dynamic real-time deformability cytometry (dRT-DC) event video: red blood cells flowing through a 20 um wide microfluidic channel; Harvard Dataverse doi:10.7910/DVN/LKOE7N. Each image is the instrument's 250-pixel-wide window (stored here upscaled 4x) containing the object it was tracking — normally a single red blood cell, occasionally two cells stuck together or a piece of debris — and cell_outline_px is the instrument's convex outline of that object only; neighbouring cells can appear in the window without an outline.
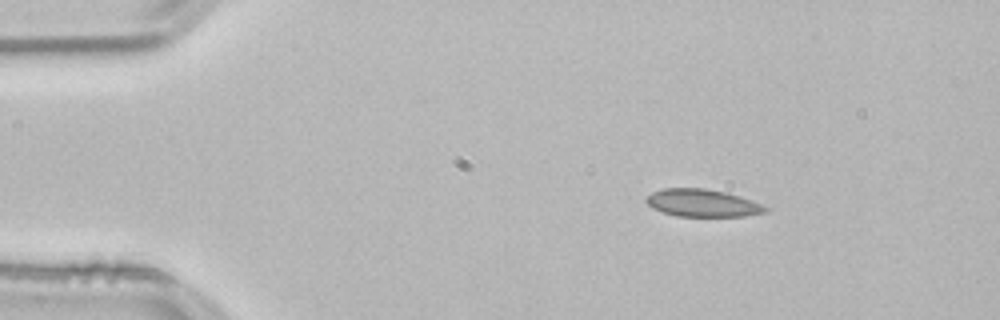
{"species": "common noctule bat (a hibernating species)", "species_latin": "Nyctalus noctula", "temperature_condition": "room temperature", "stored_images_in_passage": 46, "camera_frame_rate_fps": 3000, "um_per_image_px": 0.085, "animal": {"sex": "male", "body_mass_g": 21.5, "forearm_length_mm": 52.0}, "frame": {"image": 1, "passage_image": 1, "time_ms": 0.0, "image_size_px": [1000, 320], "cell_outline_px": [[768, 212], [744, 216], [676, 216], [652, 208], [644, 200], [652, 192], [664, 188], [708, 188], [728, 192], [740, 196], [760, 204], [768, 208]], "centroid_in_image_um": [59.71, 17.25], "position_along_channel_um": 25.3, "area_um2": 19.13}}
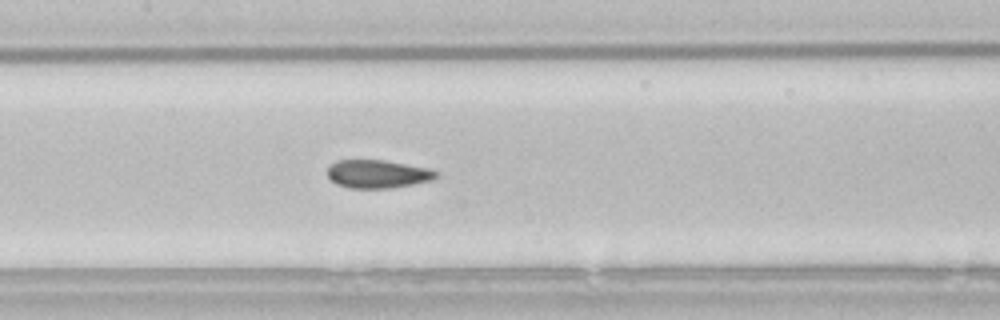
{"frame": {"image": 2, "passage_image": 18, "time_ms": 5.667, "image_size_px": [1000, 320], "cell_outline_px": [[440, 176], [432, 180], [392, 188], [352, 188], [336, 184], [328, 176], [328, 164], [336, 160], [384, 160], [428, 168], [440, 172]], "centroid_in_image_um": [32.12, 14.78], "position_along_channel_um": 175.3, "area_um2": 17.98}}
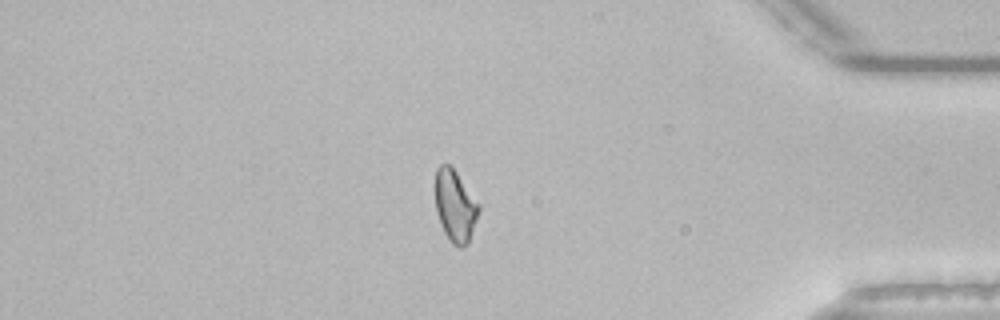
{"frame": {"image": 3, "passage_image": 38, "time_ms": 12.333, "image_size_px": [1000, 320], "cell_outline_px": [[480, 212], [468, 244], [460, 248], [452, 244], [444, 232], [436, 208], [436, 168], [440, 164], [448, 164], [456, 172], [480, 204]], "centroid_in_image_um": [38.72, 17.52], "position_along_channel_um": 396.5, "area_um2": 18.09}, "authors_computed_cell_mechanics": {"area_um2": 18.5538, "velocity_mm_per_s": 3.8249, "shape_relaxation_time_tau1_ms": null, "shape_relaxation_time_tau2_ms": 1.8039, "deformation_change_tau1": null, "deformation_change_tau2": 0.0543}}